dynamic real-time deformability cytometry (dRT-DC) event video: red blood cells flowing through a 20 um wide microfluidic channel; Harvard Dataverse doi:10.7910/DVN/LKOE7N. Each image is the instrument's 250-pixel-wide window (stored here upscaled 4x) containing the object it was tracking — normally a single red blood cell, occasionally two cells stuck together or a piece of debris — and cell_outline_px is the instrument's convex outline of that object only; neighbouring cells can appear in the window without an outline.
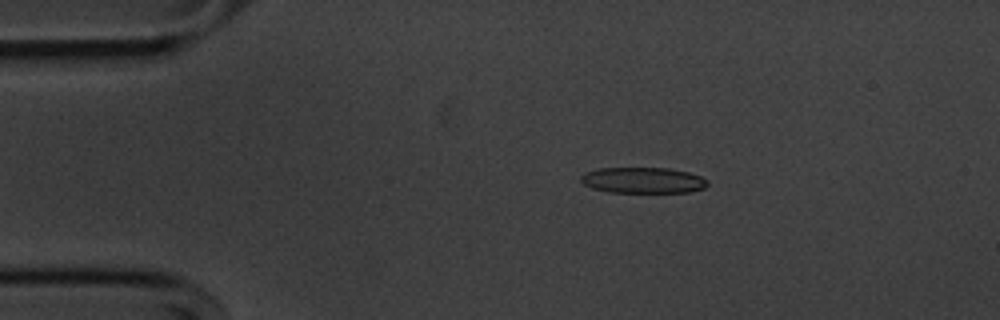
{"species": "common noctule bat (a hibernating species)", "species_latin": "Nyctalus noctula", "temperature_condition": "cold", "stored_images_in_passage": 45, "camera_frame_rate_fps": 3000, "um_per_image_px": 0.085, "animal": {"sex": "male", "body_mass_g": 20.1, "forearm_length_mm": 53.5}, "frame": {"image": 1, "passage_image": 1, "time_ms": 0.0, "image_size_px": [1000, 320], "cell_outline_px": [[708, 184], [704, 188], [688, 192], [608, 192], [592, 188], [584, 184], [580, 180], [580, 176], [584, 172], [596, 168], [668, 168], [688, 172], [700, 176], [708, 180]], "centroid_in_image_um": [54.62, 15.32], "position_along_channel_um": 30.4, "area_um2": 19.19}}
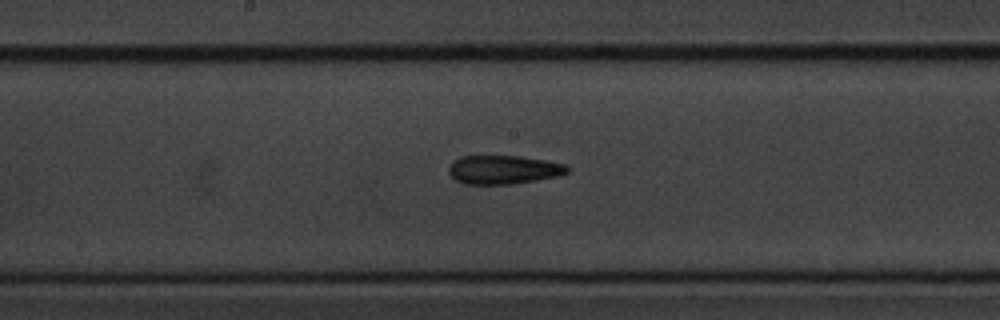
{"frame": {"image": 2, "passage_image": 19, "time_ms": 6.0, "image_size_px": [1000, 320], "cell_outline_px": [[568, 172], [560, 176], [512, 184], [464, 184], [456, 180], [448, 172], [448, 168], [452, 160], [460, 156], [520, 156], [568, 164]], "centroid_in_image_um": [42.79, 14.42], "position_along_channel_um": 205.4, "area_um2": 20.0}}
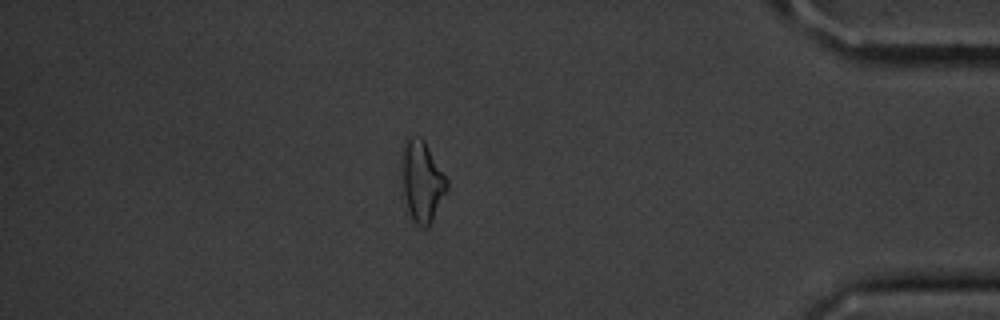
{"frame": {"image": 3, "passage_image": 38, "time_ms": 12.333, "image_size_px": [1000, 320], "cell_outline_px": [[448, 188], [428, 228], [420, 228], [412, 220], [408, 212], [404, 192], [404, 140], [408, 136], [420, 136], [424, 140], [448, 180]], "centroid_in_image_um": [35.9, 15.44], "position_along_channel_um": 399.3, "area_um2": 20.75}, "authors_computed_cell_mechanics": {"area_um2": 19.8254, "velocity_mm_per_s": 3.6584, "shape_relaxation_time_tau1_ms": 10.6101, "shape_relaxation_time_tau2_ms": 5.7563, "deformation_change_tau1": 0.2153, "deformation_change_tau2": 0.1758}}